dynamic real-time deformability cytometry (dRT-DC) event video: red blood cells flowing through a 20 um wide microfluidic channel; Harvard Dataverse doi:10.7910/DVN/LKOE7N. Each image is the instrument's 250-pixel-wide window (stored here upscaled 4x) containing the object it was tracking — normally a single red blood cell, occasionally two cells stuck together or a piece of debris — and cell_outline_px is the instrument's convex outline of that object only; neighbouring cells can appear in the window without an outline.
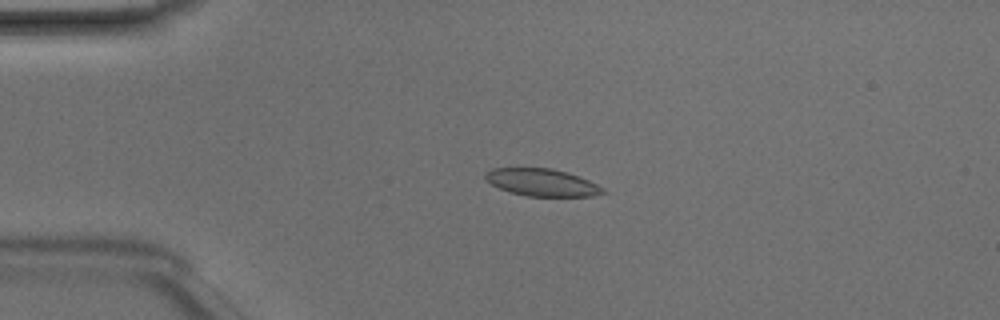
{"species": "Egyptian fruit bat (a non-hibernating species)", "species_latin": "Rousettus aegyptiacus", "temperature_condition": "room temperature", "stored_images_in_passage": 44, "camera_frame_rate_fps": 3000, "um_per_image_px": 0.085, "animal": {"sex": "male"}, "frame": {"image": 1, "passage_image": 7, "time_ms": 2.0, "image_size_px": [1000, 320], "cell_outline_px": [[604, 192], [592, 196], [528, 196], [508, 192], [492, 184], [484, 176], [484, 172], [492, 168], [552, 168], [588, 180], [604, 188]], "centroid_in_image_um": [46.02, 15.51], "position_along_channel_um": 39.0, "area_um2": 18.44}}
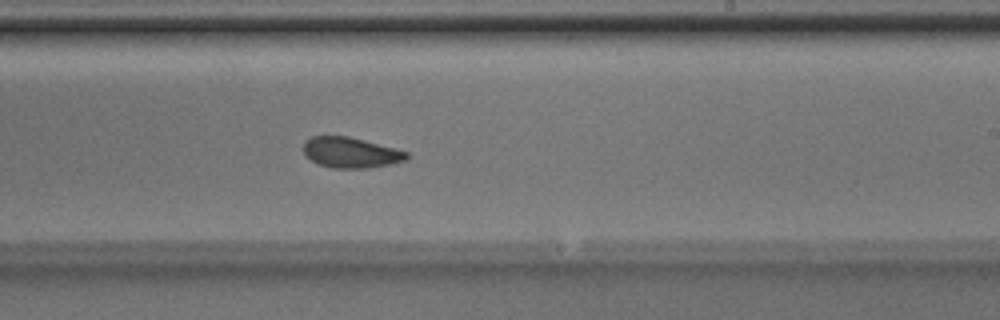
{"frame": {"image": 2, "passage_image": 25, "time_ms": 8.0, "image_size_px": [1000, 320], "cell_outline_px": [[408, 160], [392, 164], [368, 168], [332, 168], [316, 164], [304, 152], [304, 140], [312, 136], [348, 136], [364, 140], [408, 152]], "centroid_in_image_um": [29.82, 12.97], "position_along_channel_um": 259.2, "area_um2": 18.38}}
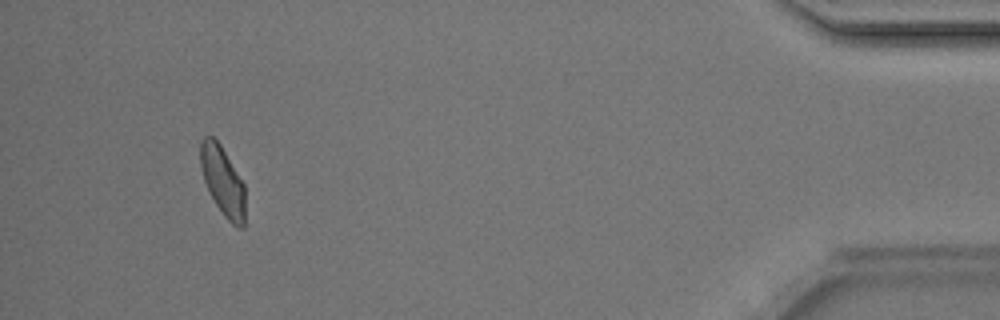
{"frame": {"image": 3, "passage_image": 41, "time_ms": 13.333, "image_size_px": [1000, 320], "cell_outline_px": [[244, 228], [240, 228], [232, 224], [224, 216], [216, 204], [204, 180], [200, 168], [200, 140], [204, 136], [212, 136], [220, 144], [244, 184]], "centroid_in_image_um": [18.91, 15.37], "position_along_channel_um": 416.3, "area_um2": 17.8}, "authors_computed_cell_mechanics": {"area_um2": 18.9006, "velocity_mm_per_s": 4.211, "shape_relaxation_time_tau1_ms": 4.9187, "shape_relaxation_time_tau2_ms": 2.8965, "deformation_change_tau1": 0.1153, "deformation_change_tau2": 0.0794}}